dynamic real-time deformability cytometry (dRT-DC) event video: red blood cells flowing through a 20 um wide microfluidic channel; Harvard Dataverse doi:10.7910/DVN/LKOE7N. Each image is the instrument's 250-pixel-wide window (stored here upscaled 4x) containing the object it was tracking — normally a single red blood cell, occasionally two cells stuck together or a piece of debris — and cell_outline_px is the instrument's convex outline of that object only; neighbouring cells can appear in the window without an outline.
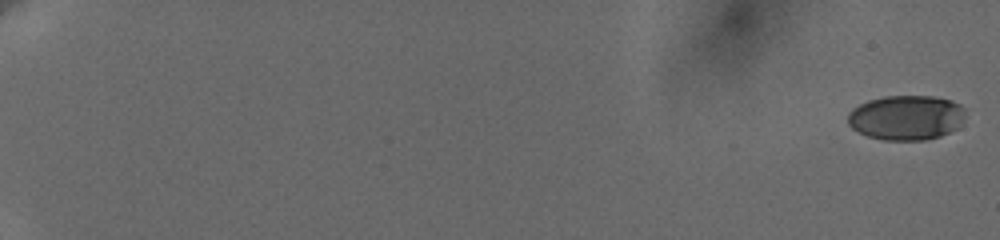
{"species": "human", "species_latin": "Homo sapiens", "temperature_condition": "cold", "stored_images_in_passage": 15, "camera_frame_rate_fps": 3000, "um_per_image_px": 0.085, "donor": {"sex": "female"}, "frame": {"image": 1, "passage_image": 1, "time_ms": 0.0, "image_size_px": [1000, 240], "cell_outline_px": [[964, 116], [960, 124], [956, 128], [940, 136], [924, 140], [884, 140], [868, 136], [852, 128], [848, 124], [848, 112], [852, 108], [868, 100], [884, 96], [932, 96], [952, 100], [960, 104], [964, 108]], "centroid_in_image_um": [77.02, 9.98], "position_along_channel_um": 8.0, "area_um2": 30.69}}
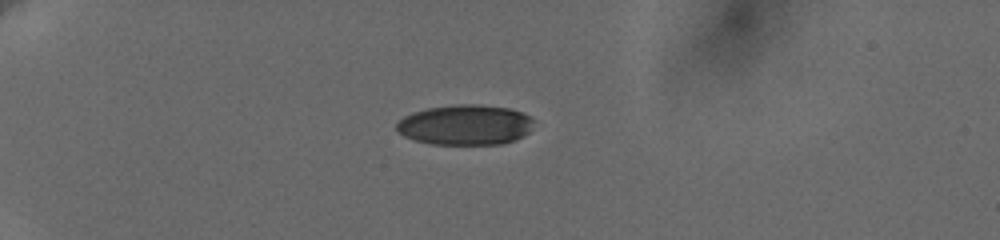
{"frame": {"image": 2, "passage_image": 11, "time_ms": 6.0, "image_size_px": [1000, 240], "cell_outline_px": [[532, 120], [528, 132], [512, 140], [500, 144], [432, 144], [416, 140], [404, 136], [396, 128], [396, 124], [404, 116], [412, 112], [428, 108], [456, 104], [476, 104], [512, 108], [528, 116]], "centroid_in_image_um": [39.5, 10.6], "position_along_channel_um": 45.5, "area_um2": 31.79}}
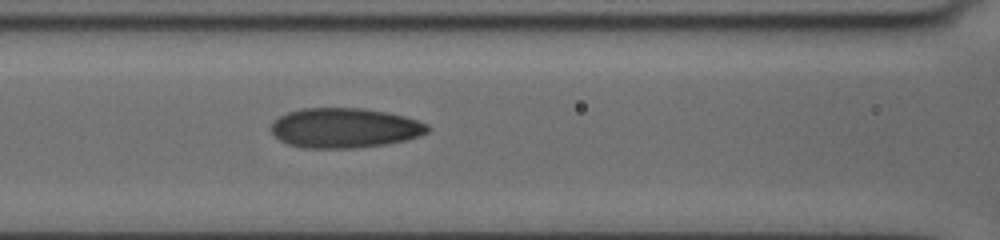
{"frame": {"image": 3, "passage_image": 15, "time_ms": 10.0, "image_size_px": [1000, 240], "cell_outline_px": [[432, 128], [428, 132], [420, 136], [408, 140], [384, 144], [356, 148], [304, 148], [288, 144], [280, 140], [272, 132], [272, 124], [280, 116], [288, 112], [300, 108], [360, 108], [388, 112], [404, 116], [428, 124]], "centroid_in_image_um": [29.34, 10.88], "position_along_channel_um": 137.3, "area_um2": 36.41}}